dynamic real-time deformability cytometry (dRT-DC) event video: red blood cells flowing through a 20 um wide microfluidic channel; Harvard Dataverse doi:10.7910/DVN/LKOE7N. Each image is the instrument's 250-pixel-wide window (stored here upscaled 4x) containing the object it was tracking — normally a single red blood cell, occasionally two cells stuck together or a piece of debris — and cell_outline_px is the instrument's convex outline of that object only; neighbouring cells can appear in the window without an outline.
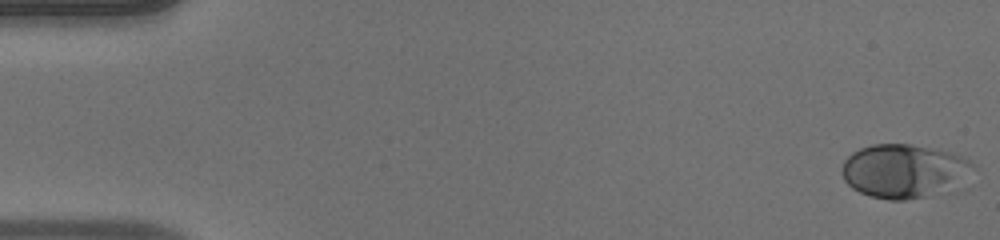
{"species": "human", "species_latin": "Homo sapiens", "temperature_condition": "warm", "stored_images_in_passage": 16, "camera_frame_rate_fps": 3000, "um_per_image_px": 0.085, "donor": {"sex": "male"}, "frame": {"image": 1, "passage_image": 1, "time_ms": 0.0, "image_size_px": [1000, 240], "cell_outline_px": [[976, 168], [956, 192], [908, 200], [888, 200], [872, 196], [860, 192], [852, 188], [844, 180], [840, 168], [844, 160], [852, 152], [860, 148], [872, 144], [908, 144], [952, 152], [976, 164]], "centroid_in_image_um": [76.93, 14.57], "position_along_channel_um": 8.1, "area_um2": 42.25}}
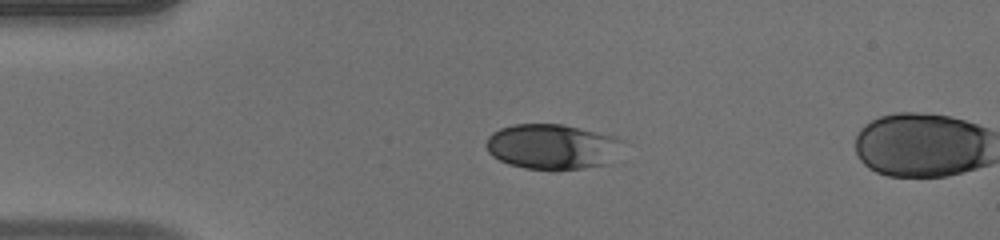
{"frame": {"image": 2, "passage_image": 12, "time_ms": 3.667, "image_size_px": [1000, 240], "cell_outline_px": [[624, 140], [612, 164], [556, 172], [524, 168], [508, 164], [492, 156], [488, 152], [484, 144], [488, 136], [492, 132], [500, 128], [512, 124], [560, 124], [616, 136]], "centroid_in_image_um": [46.94, 12.5], "position_along_channel_um": 38.1, "area_um2": 36.93}}